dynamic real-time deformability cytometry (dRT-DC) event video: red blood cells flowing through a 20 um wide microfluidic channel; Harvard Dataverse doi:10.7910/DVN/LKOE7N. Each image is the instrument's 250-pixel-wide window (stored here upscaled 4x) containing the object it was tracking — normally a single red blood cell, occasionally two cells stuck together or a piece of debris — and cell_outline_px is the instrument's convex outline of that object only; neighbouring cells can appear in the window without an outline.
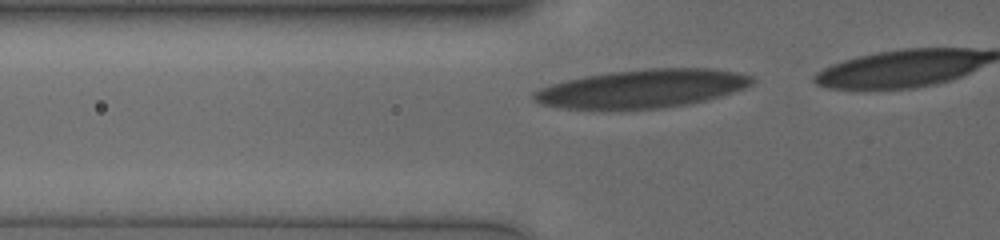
{"species": "human", "species_latin": "Homo sapiens", "temperature_condition": "cold", "stored_images_in_passage": 21, "camera_frame_rate_fps": 3000, "um_per_image_px": 0.085, "donor": {"sex": "male"}, "frame": {"image": 1, "passage_image": 8, "time_ms": 2.333, "image_size_px": [1000, 240], "cell_outline_px": [[756, 80], [752, 84], [744, 88], [720, 96], [688, 104], [660, 108], [564, 108], [540, 104], [532, 96], [532, 92], [540, 88], [552, 84], [584, 76], [608, 72], [648, 68], [712, 68], [736, 72], [752, 76]], "centroid_in_image_um": [54.62, 7.51], "position_along_channel_um": 71.2, "area_um2": 48.32}}
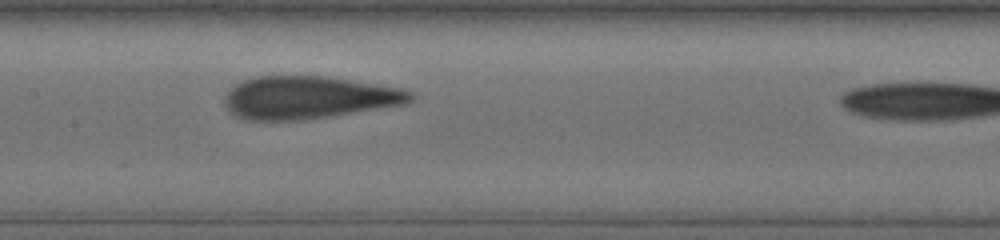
{"frame": {"image": 2, "passage_image": 17, "time_ms": 5.333, "image_size_px": [1000, 240], "cell_outline_px": [[412, 100], [404, 104], [324, 116], [296, 120], [248, 120], [232, 116], [228, 112], [224, 104], [224, 92], [228, 88], [240, 80], [256, 76], [324, 76], [376, 84], [400, 88], [412, 92]], "centroid_in_image_um": [26.08, 8.27], "position_along_channel_um": 181.3, "area_um2": 46.01}}
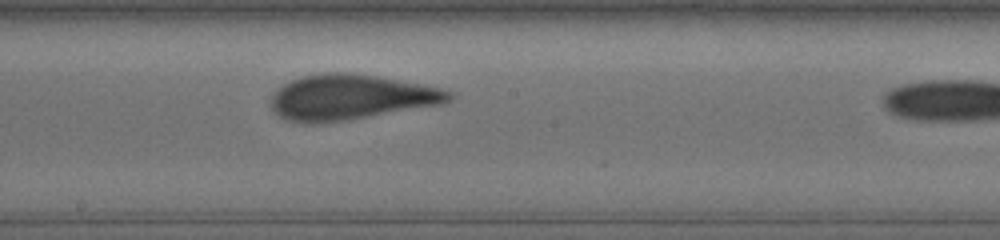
{"frame": {"image": 3, "passage_image": 20, "time_ms": 6.333, "image_size_px": [1000, 240], "cell_outline_px": [[452, 96], [448, 100], [440, 104], [340, 120], [288, 120], [280, 116], [272, 108], [272, 92], [284, 84], [300, 76], [324, 72], [348, 72], [376, 76], [440, 88], [452, 92]], "centroid_in_image_um": [29.78, 8.2], "position_along_channel_um": 218.4, "area_um2": 45.14}}